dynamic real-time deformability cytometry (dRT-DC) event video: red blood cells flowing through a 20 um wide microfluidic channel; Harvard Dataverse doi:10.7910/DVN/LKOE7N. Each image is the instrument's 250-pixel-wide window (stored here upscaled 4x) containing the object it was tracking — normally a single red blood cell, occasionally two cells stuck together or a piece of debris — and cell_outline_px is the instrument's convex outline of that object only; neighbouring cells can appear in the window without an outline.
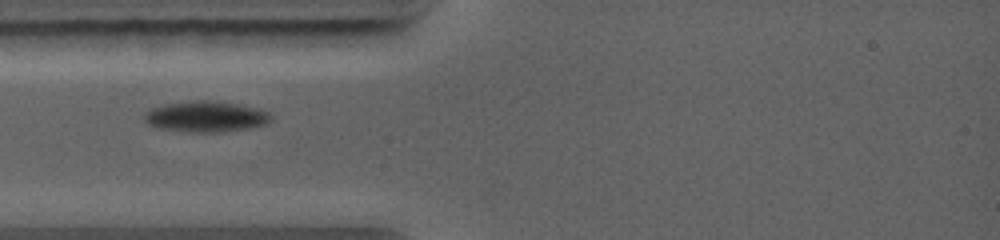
{"species": "common noctule bat (a hibernating species)", "species_latin": "Nyctalus noctula", "temperature_condition": "warm", "stored_images_in_passage": 8, "camera_frame_rate_fps": 5000, "um_per_image_px": 0.085, "animal": {"sex": "female", "body_mass_g": 19.0, "forearm_length_mm": 56.7}, "frame": {"image": 1, "passage_image": 1, "time_ms": 0.0, "image_size_px": [1000, 240], "cell_outline_px": [[272, 120], [268, 124], [248, 128], [224, 132], [188, 132], [156, 128], [148, 124], [144, 120], [144, 112], [152, 108], [168, 104], [200, 100], [216, 100], [256, 108], [268, 112], [272, 116]], "centroid_in_image_um": [17.51, 9.92], "position_along_channel_um": 67.5, "area_um2": 22.83}}